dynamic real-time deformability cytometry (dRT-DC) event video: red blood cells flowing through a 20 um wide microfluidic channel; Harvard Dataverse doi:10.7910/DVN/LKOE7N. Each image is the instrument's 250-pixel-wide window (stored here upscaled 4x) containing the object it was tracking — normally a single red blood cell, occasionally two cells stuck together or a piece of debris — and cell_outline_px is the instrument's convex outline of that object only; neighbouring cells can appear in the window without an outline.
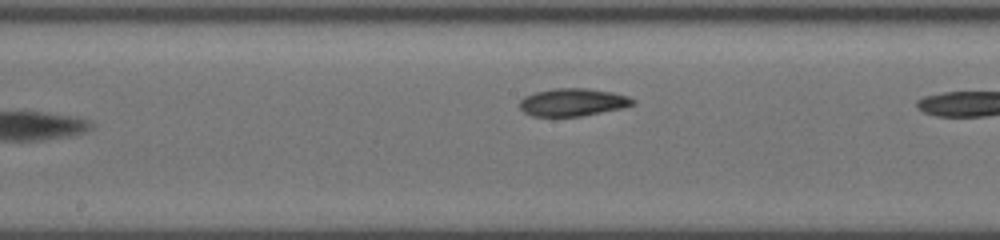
{"species": "common noctule bat (a hibernating species)", "species_latin": "Nyctalus noctula", "temperature_condition": "cold", "stored_images_in_passage": 14, "camera_frame_rate_fps": 3000, "um_per_image_px": 0.085, "animal": {"sex": "female", "body_mass_g": 19.5, "forearm_length_mm": 54.1}, "frame": {"image": 1, "passage_image": 14, "time_ms": 9.0, "image_size_px": [1000, 240], "cell_outline_px": [[636, 104], [624, 108], [580, 116], [532, 116], [524, 112], [520, 108], [520, 100], [524, 96], [536, 92], [552, 88], [588, 88], [612, 92], [628, 96], [636, 100]], "centroid_in_image_um": [48.72, 8.68], "position_along_channel_um": 199.5, "area_um2": 18.38}}